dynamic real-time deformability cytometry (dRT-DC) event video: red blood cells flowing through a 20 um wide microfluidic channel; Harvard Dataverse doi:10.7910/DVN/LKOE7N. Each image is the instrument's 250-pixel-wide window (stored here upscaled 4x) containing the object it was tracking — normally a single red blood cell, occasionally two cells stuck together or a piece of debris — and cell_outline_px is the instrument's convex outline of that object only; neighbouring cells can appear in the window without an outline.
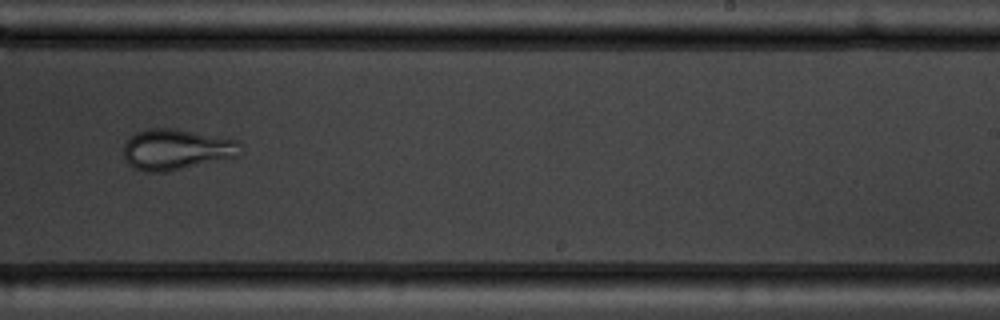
{"species": "common noctule bat (a hibernating species)", "species_latin": "Nyctalus noctula", "temperature_condition": "warm", "stored_images_in_passage": 7, "camera_frame_rate_fps": 3000, "um_per_image_px": 0.085, "animal": {"sex": "male", "body_mass_g": 19.5, "forearm_length_mm": 54.6}, "frame": {"image": 1, "passage_image": 7, "time_ms": 6.667, "image_size_px": [1000, 320], "cell_outline_px": [[240, 156], [168, 172], [144, 172], [132, 168], [128, 164], [124, 156], [124, 144], [136, 132], [148, 128], [172, 128], [236, 140], [240, 144]], "centroid_in_image_um": [14.97, 12.73], "position_along_channel_um": 274.0, "area_um2": 27.8}}